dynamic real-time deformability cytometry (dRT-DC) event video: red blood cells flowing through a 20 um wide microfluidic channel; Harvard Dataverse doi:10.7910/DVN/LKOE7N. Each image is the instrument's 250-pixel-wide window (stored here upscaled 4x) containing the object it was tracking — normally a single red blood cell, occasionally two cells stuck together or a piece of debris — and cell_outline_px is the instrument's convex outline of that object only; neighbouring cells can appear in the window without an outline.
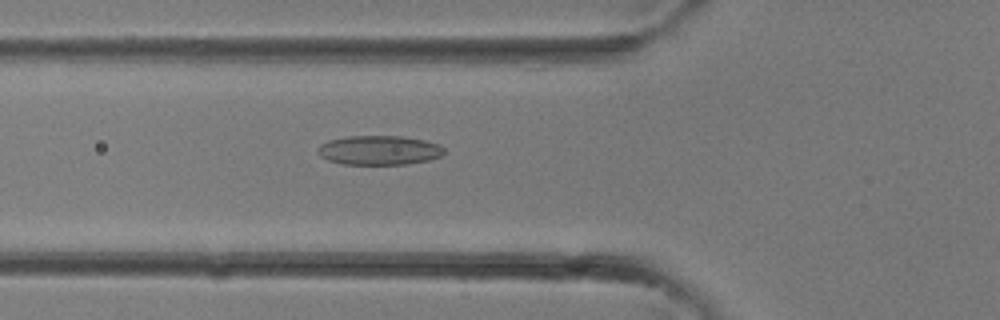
{"species": "common noctule bat (a hibernating species)", "species_latin": "Nyctalus noctula", "temperature_condition": "room temperature", "stored_images_in_passage": 32, "camera_frame_rate_fps": 3000, "um_per_image_px": 0.085, "animal": {"sex": "female"}, "frame": {"image": 1, "passage_image": 11, "time_ms": 3.333, "image_size_px": [1000, 320], "cell_outline_px": [[444, 152], [440, 156], [428, 160], [408, 164], [340, 164], [328, 160], [320, 156], [316, 148], [320, 144], [328, 140], [344, 136], [404, 136], [424, 140], [440, 144], [444, 148]], "centroid_in_image_um": [32.2, 12.76], "position_along_channel_um": 93.6, "area_um2": 21.79}}
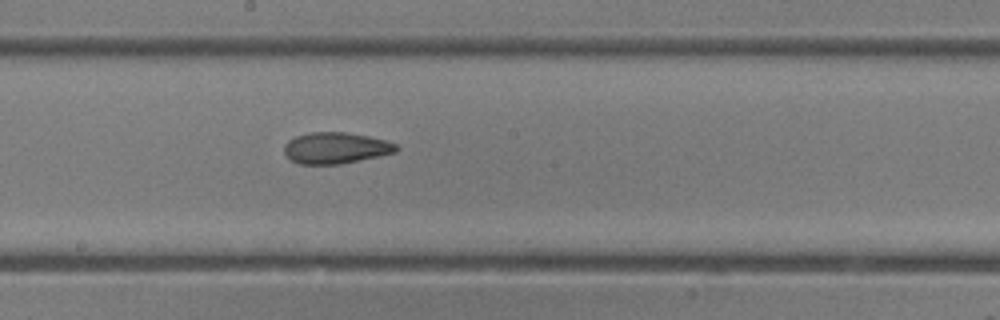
{"frame": {"image": 2, "passage_image": 17, "time_ms": 5.333, "image_size_px": [1000, 320], "cell_outline_px": [[400, 148], [396, 152], [380, 156], [340, 164], [300, 164], [288, 160], [284, 152], [284, 144], [288, 140], [296, 136], [312, 132], [344, 132], [368, 136], [388, 140], [396, 144]], "centroid_in_image_um": [28.53, 12.58], "position_along_channel_um": 219.7, "area_um2": 20.63}}
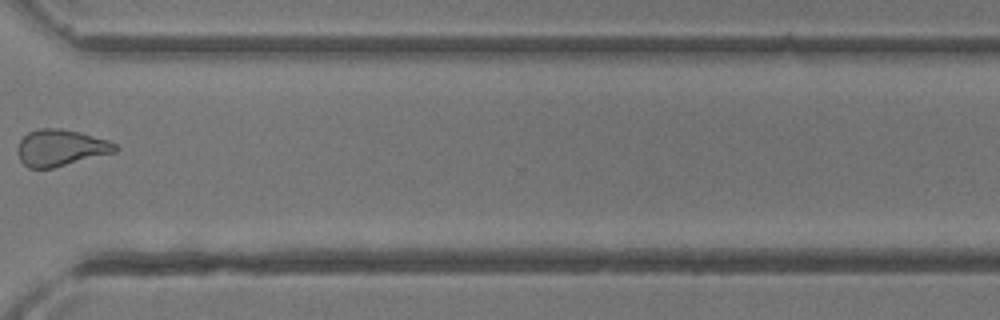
{"frame": {"image": 3, "passage_image": 24, "time_ms": 7.667, "image_size_px": [1000, 320], "cell_outline_px": [[120, 148], [116, 152], [52, 168], [28, 168], [20, 160], [16, 152], [16, 148], [20, 140], [28, 132], [40, 128], [60, 128], [80, 132], [108, 140], [116, 144]], "centroid_in_image_um": [5.15, 12.56], "position_along_channel_um": 365.5, "area_um2": 20.92}}